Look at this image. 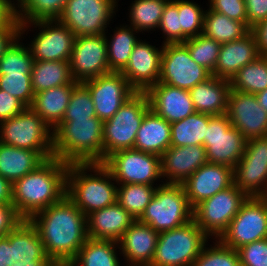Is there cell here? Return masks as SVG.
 Returning <instances> with one entry per match:
<instances>
[{
	"label": "cell",
	"instance_id": "24",
	"mask_svg": "<svg viewBox=\"0 0 267 266\" xmlns=\"http://www.w3.org/2000/svg\"><path fill=\"white\" fill-rule=\"evenodd\" d=\"M260 56L254 34L250 31L243 38L223 43L213 76L226 80L232 77L246 64Z\"/></svg>",
	"mask_w": 267,
	"mask_h": 266
},
{
	"label": "cell",
	"instance_id": "1",
	"mask_svg": "<svg viewBox=\"0 0 267 266\" xmlns=\"http://www.w3.org/2000/svg\"><path fill=\"white\" fill-rule=\"evenodd\" d=\"M29 221L37 229L47 256L57 266H67L89 238L86 215L66 195Z\"/></svg>",
	"mask_w": 267,
	"mask_h": 266
},
{
	"label": "cell",
	"instance_id": "46",
	"mask_svg": "<svg viewBox=\"0 0 267 266\" xmlns=\"http://www.w3.org/2000/svg\"><path fill=\"white\" fill-rule=\"evenodd\" d=\"M0 89L18 98L26 107L34 100L31 74H0Z\"/></svg>",
	"mask_w": 267,
	"mask_h": 266
},
{
	"label": "cell",
	"instance_id": "12",
	"mask_svg": "<svg viewBox=\"0 0 267 266\" xmlns=\"http://www.w3.org/2000/svg\"><path fill=\"white\" fill-rule=\"evenodd\" d=\"M267 238V199L264 196L248 197L228 228L218 240L225 246L238 248Z\"/></svg>",
	"mask_w": 267,
	"mask_h": 266
},
{
	"label": "cell",
	"instance_id": "27",
	"mask_svg": "<svg viewBox=\"0 0 267 266\" xmlns=\"http://www.w3.org/2000/svg\"><path fill=\"white\" fill-rule=\"evenodd\" d=\"M171 146V124L149 109L136 134L134 149L161 156Z\"/></svg>",
	"mask_w": 267,
	"mask_h": 266
},
{
	"label": "cell",
	"instance_id": "59",
	"mask_svg": "<svg viewBox=\"0 0 267 266\" xmlns=\"http://www.w3.org/2000/svg\"><path fill=\"white\" fill-rule=\"evenodd\" d=\"M11 266H57L53 261H17Z\"/></svg>",
	"mask_w": 267,
	"mask_h": 266
},
{
	"label": "cell",
	"instance_id": "54",
	"mask_svg": "<svg viewBox=\"0 0 267 266\" xmlns=\"http://www.w3.org/2000/svg\"><path fill=\"white\" fill-rule=\"evenodd\" d=\"M20 23L14 17L6 26L0 27V57L11 43L19 36Z\"/></svg>",
	"mask_w": 267,
	"mask_h": 266
},
{
	"label": "cell",
	"instance_id": "39",
	"mask_svg": "<svg viewBox=\"0 0 267 266\" xmlns=\"http://www.w3.org/2000/svg\"><path fill=\"white\" fill-rule=\"evenodd\" d=\"M169 0H134L129 10L130 26L136 31H155Z\"/></svg>",
	"mask_w": 267,
	"mask_h": 266
},
{
	"label": "cell",
	"instance_id": "13",
	"mask_svg": "<svg viewBox=\"0 0 267 266\" xmlns=\"http://www.w3.org/2000/svg\"><path fill=\"white\" fill-rule=\"evenodd\" d=\"M30 26L39 29L28 45L34 60L70 61L75 35L66 25L58 19L20 23L21 38Z\"/></svg>",
	"mask_w": 267,
	"mask_h": 266
},
{
	"label": "cell",
	"instance_id": "30",
	"mask_svg": "<svg viewBox=\"0 0 267 266\" xmlns=\"http://www.w3.org/2000/svg\"><path fill=\"white\" fill-rule=\"evenodd\" d=\"M12 244L13 261H52L46 254L37 229L23 220L6 235Z\"/></svg>",
	"mask_w": 267,
	"mask_h": 266
},
{
	"label": "cell",
	"instance_id": "7",
	"mask_svg": "<svg viewBox=\"0 0 267 266\" xmlns=\"http://www.w3.org/2000/svg\"><path fill=\"white\" fill-rule=\"evenodd\" d=\"M0 142L37 151L45 160L53 155V129L31 107L0 122Z\"/></svg>",
	"mask_w": 267,
	"mask_h": 266
},
{
	"label": "cell",
	"instance_id": "34",
	"mask_svg": "<svg viewBox=\"0 0 267 266\" xmlns=\"http://www.w3.org/2000/svg\"><path fill=\"white\" fill-rule=\"evenodd\" d=\"M234 185L248 197L267 193V162L238 161L233 169Z\"/></svg>",
	"mask_w": 267,
	"mask_h": 266
},
{
	"label": "cell",
	"instance_id": "21",
	"mask_svg": "<svg viewBox=\"0 0 267 266\" xmlns=\"http://www.w3.org/2000/svg\"><path fill=\"white\" fill-rule=\"evenodd\" d=\"M160 157L161 180L166 177L164 183L182 184L208 163L206 148L203 145L170 146Z\"/></svg>",
	"mask_w": 267,
	"mask_h": 266
},
{
	"label": "cell",
	"instance_id": "49",
	"mask_svg": "<svg viewBox=\"0 0 267 266\" xmlns=\"http://www.w3.org/2000/svg\"><path fill=\"white\" fill-rule=\"evenodd\" d=\"M209 8L248 26L245 0H208Z\"/></svg>",
	"mask_w": 267,
	"mask_h": 266
},
{
	"label": "cell",
	"instance_id": "52",
	"mask_svg": "<svg viewBox=\"0 0 267 266\" xmlns=\"http://www.w3.org/2000/svg\"><path fill=\"white\" fill-rule=\"evenodd\" d=\"M25 108L18 98L0 89V122L16 116Z\"/></svg>",
	"mask_w": 267,
	"mask_h": 266
},
{
	"label": "cell",
	"instance_id": "2",
	"mask_svg": "<svg viewBox=\"0 0 267 266\" xmlns=\"http://www.w3.org/2000/svg\"><path fill=\"white\" fill-rule=\"evenodd\" d=\"M68 166L69 163L52 157L12 184V204L24 220L66 195Z\"/></svg>",
	"mask_w": 267,
	"mask_h": 266
},
{
	"label": "cell",
	"instance_id": "22",
	"mask_svg": "<svg viewBox=\"0 0 267 266\" xmlns=\"http://www.w3.org/2000/svg\"><path fill=\"white\" fill-rule=\"evenodd\" d=\"M145 93L150 109L170 124L196 112L188 90L157 82Z\"/></svg>",
	"mask_w": 267,
	"mask_h": 266
},
{
	"label": "cell",
	"instance_id": "61",
	"mask_svg": "<svg viewBox=\"0 0 267 266\" xmlns=\"http://www.w3.org/2000/svg\"><path fill=\"white\" fill-rule=\"evenodd\" d=\"M13 4H15V2H17L18 0H15V2H14V0L12 1V0H10Z\"/></svg>",
	"mask_w": 267,
	"mask_h": 266
},
{
	"label": "cell",
	"instance_id": "11",
	"mask_svg": "<svg viewBox=\"0 0 267 266\" xmlns=\"http://www.w3.org/2000/svg\"><path fill=\"white\" fill-rule=\"evenodd\" d=\"M102 164L117 184L154 186V182L162 178L161 157L134 148L114 152Z\"/></svg>",
	"mask_w": 267,
	"mask_h": 266
},
{
	"label": "cell",
	"instance_id": "20",
	"mask_svg": "<svg viewBox=\"0 0 267 266\" xmlns=\"http://www.w3.org/2000/svg\"><path fill=\"white\" fill-rule=\"evenodd\" d=\"M234 183L233 168L206 163L188 177L182 186L189 205L194 209L202 201L230 187Z\"/></svg>",
	"mask_w": 267,
	"mask_h": 266
},
{
	"label": "cell",
	"instance_id": "4",
	"mask_svg": "<svg viewBox=\"0 0 267 266\" xmlns=\"http://www.w3.org/2000/svg\"><path fill=\"white\" fill-rule=\"evenodd\" d=\"M114 181L102 163H70L66 196L87 216L116 202L117 183Z\"/></svg>",
	"mask_w": 267,
	"mask_h": 266
},
{
	"label": "cell",
	"instance_id": "38",
	"mask_svg": "<svg viewBox=\"0 0 267 266\" xmlns=\"http://www.w3.org/2000/svg\"><path fill=\"white\" fill-rule=\"evenodd\" d=\"M67 0H18L14 17L19 23L58 19Z\"/></svg>",
	"mask_w": 267,
	"mask_h": 266
},
{
	"label": "cell",
	"instance_id": "6",
	"mask_svg": "<svg viewBox=\"0 0 267 266\" xmlns=\"http://www.w3.org/2000/svg\"><path fill=\"white\" fill-rule=\"evenodd\" d=\"M161 182L138 219L159 233L180 227L193 219V209L182 184Z\"/></svg>",
	"mask_w": 267,
	"mask_h": 266
},
{
	"label": "cell",
	"instance_id": "15",
	"mask_svg": "<svg viewBox=\"0 0 267 266\" xmlns=\"http://www.w3.org/2000/svg\"><path fill=\"white\" fill-rule=\"evenodd\" d=\"M212 74L197 64L183 43H165L158 82L185 90L206 81Z\"/></svg>",
	"mask_w": 267,
	"mask_h": 266
},
{
	"label": "cell",
	"instance_id": "28",
	"mask_svg": "<svg viewBox=\"0 0 267 266\" xmlns=\"http://www.w3.org/2000/svg\"><path fill=\"white\" fill-rule=\"evenodd\" d=\"M77 85L66 84L35 93L31 108L54 129L62 122L71 94Z\"/></svg>",
	"mask_w": 267,
	"mask_h": 266
},
{
	"label": "cell",
	"instance_id": "23",
	"mask_svg": "<svg viewBox=\"0 0 267 266\" xmlns=\"http://www.w3.org/2000/svg\"><path fill=\"white\" fill-rule=\"evenodd\" d=\"M159 232L148 224L135 220L118 241L119 254L126 266H150L155 254Z\"/></svg>",
	"mask_w": 267,
	"mask_h": 266
},
{
	"label": "cell",
	"instance_id": "37",
	"mask_svg": "<svg viewBox=\"0 0 267 266\" xmlns=\"http://www.w3.org/2000/svg\"><path fill=\"white\" fill-rule=\"evenodd\" d=\"M230 87L243 93L257 94L267 88V56L242 67L230 80Z\"/></svg>",
	"mask_w": 267,
	"mask_h": 266
},
{
	"label": "cell",
	"instance_id": "18",
	"mask_svg": "<svg viewBox=\"0 0 267 266\" xmlns=\"http://www.w3.org/2000/svg\"><path fill=\"white\" fill-rule=\"evenodd\" d=\"M226 114L231 125L247 140L267 136V111L261 107L255 94L230 89Z\"/></svg>",
	"mask_w": 267,
	"mask_h": 266
},
{
	"label": "cell",
	"instance_id": "50",
	"mask_svg": "<svg viewBox=\"0 0 267 266\" xmlns=\"http://www.w3.org/2000/svg\"><path fill=\"white\" fill-rule=\"evenodd\" d=\"M23 220L13 204H0V237L6 236Z\"/></svg>",
	"mask_w": 267,
	"mask_h": 266
},
{
	"label": "cell",
	"instance_id": "31",
	"mask_svg": "<svg viewBox=\"0 0 267 266\" xmlns=\"http://www.w3.org/2000/svg\"><path fill=\"white\" fill-rule=\"evenodd\" d=\"M31 82L34 94L61 85L79 84L72 77L69 61L34 60Z\"/></svg>",
	"mask_w": 267,
	"mask_h": 266
},
{
	"label": "cell",
	"instance_id": "10",
	"mask_svg": "<svg viewBox=\"0 0 267 266\" xmlns=\"http://www.w3.org/2000/svg\"><path fill=\"white\" fill-rule=\"evenodd\" d=\"M247 198L248 196L233 183L199 203L193 209V219L209 238L218 239Z\"/></svg>",
	"mask_w": 267,
	"mask_h": 266
},
{
	"label": "cell",
	"instance_id": "57",
	"mask_svg": "<svg viewBox=\"0 0 267 266\" xmlns=\"http://www.w3.org/2000/svg\"><path fill=\"white\" fill-rule=\"evenodd\" d=\"M14 18V4L10 0H0V27L6 26Z\"/></svg>",
	"mask_w": 267,
	"mask_h": 266
},
{
	"label": "cell",
	"instance_id": "36",
	"mask_svg": "<svg viewBox=\"0 0 267 266\" xmlns=\"http://www.w3.org/2000/svg\"><path fill=\"white\" fill-rule=\"evenodd\" d=\"M209 120V114L194 112L180 121L171 123V146H204Z\"/></svg>",
	"mask_w": 267,
	"mask_h": 266
},
{
	"label": "cell",
	"instance_id": "16",
	"mask_svg": "<svg viewBox=\"0 0 267 266\" xmlns=\"http://www.w3.org/2000/svg\"><path fill=\"white\" fill-rule=\"evenodd\" d=\"M69 64L78 83L110 73L105 34L75 37Z\"/></svg>",
	"mask_w": 267,
	"mask_h": 266
},
{
	"label": "cell",
	"instance_id": "3",
	"mask_svg": "<svg viewBox=\"0 0 267 266\" xmlns=\"http://www.w3.org/2000/svg\"><path fill=\"white\" fill-rule=\"evenodd\" d=\"M103 121L98 117L62 121L53 129V155L66 163L104 161Z\"/></svg>",
	"mask_w": 267,
	"mask_h": 266
},
{
	"label": "cell",
	"instance_id": "42",
	"mask_svg": "<svg viewBox=\"0 0 267 266\" xmlns=\"http://www.w3.org/2000/svg\"><path fill=\"white\" fill-rule=\"evenodd\" d=\"M183 44L188 48L192 59L197 64L206 68L211 74L214 72L221 43L200 34L187 39Z\"/></svg>",
	"mask_w": 267,
	"mask_h": 266
},
{
	"label": "cell",
	"instance_id": "14",
	"mask_svg": "<svg viewBox=\"0 0 267 266\" xmlns=\"http://www.w3.org/2000/svg\"><path fill=\"white\" fill-rule=\"evenodd\" d=\"M247 139L231 125L227 114L210 115L204 137L208 163L236 166L246 149Z\"/></svg>",
	"mask_w": 267,
	"mask_h": 266
},
{
	"label": "cell",
	"instance_id": "17",
	"mask_svg": "<svg viewBox=\"0 0 267 266\" xmlns=\"http://www.w3.org/2000/svg\"><path fill=\"white\" fill-rule=\"evenodd\" d=\"M89 89L96 116L104 121L110 119L137 91L121 72H110L84 81Z\"/></svg>",
	"mask_w": 267,
	"mask_h": 266
},
{
	"label": "cell",
	"instance_id": "19",
	"mask_svg": "<svg viewBox=\"0 0 267 266\" xmlns=\"http://www.w3.org/2000/svg\"><path fill=\"white\" fill-rule=\"evenodd\" d=\"M164 44L158 49L145 40L133 48L126 67L121 71L137 92H146L160 77Z\"/></svg>",
	"mask_w": 267,
	"mask_h": 266
},
{
	"label": "cell",
	"instance_id": "47",
	"mask_svg": "<svg viewBox=\"0 0 267 266\" xmlns=\"http://www.w3.org/2000/svg\"><path fill=\"white\" fill-rule=\"evenodd\" d=\"M165 43H181V26L178 15V0H169L164 8L160 25Z\"/></svg>",
	"mask_w": 267,
	"mask_h": 266
},
{
	"label": "cell",
	"instance_id": "8",
	"mask_svg": "<svg viewBox=\"0 0 267 266\" xmlns=\"http://www.w3.org/2000/svg\"><path fill=\"white\" fill-rule=\"evenodd\" d=\"M149 109L147 94L136 92L103 122L104 160L114 152L134 148L137 131Z\"/></svg>",
	"mask_w": 267,
	"mask_h": 266
},
{
	"label": "cell",
	"instance_id": "56",
	"mask_svg": "<svg viewBox=\"0 0 267 266\" xmlns=\"http://www.w3.org/2000/svg\"><path fill=\"white\" fill-rule=\"evenodd\" d=\"M13 263L11 242L6 236L0 237V266H11Z\"/></svg>",
	"mask_w": 267,
	"mask_h": 266
},
{
	"label": "cell",
	"instance_id": "45",
	"mask_svg": "<svg viewBox=\"0 0 267 266\" xmlns=\"http://www.w3.org/2000/svg\"><path fill=\"white\" fill-rule=\"evenodd\" d=\"M97 117L89 89L79 83L73 90L62 121Z\"/></svg>",
	"mask_w": 267,
	"mask_h": 266
},
{
	"label": "cell",
	"instance_id": "48",
	"mask_svg": "<svg viewBox=\"0 0 267 266\" xmlns=\"http://www.w3.org/2000/svg\"><path fill=\"white\" fill-rule=\"evenodd\" d=\"M241 266H267V238L237 249Z\"/></svg>",
	"mask_w": 267,
	"mask_h": 266
},
{
	"label": "cell",
	"instance_id": "58",
	"mask_svg": "<svg viewBox=\"0 0 267 266\" xmlns=\"http://www.w3.org/2000/svg\"><path fill=\"white\" fill-rule=\"evenodd\" d=\"M12 183L0 176V204H12Z\"/></svg>",
	"mask_w": 267,
	"mask_h": 266
},
{
	"label": "cell",
	"instance_id": "32",
	"mask_svg": "<svg viewBox=\"0 0 267 266\" xmlns=\"http://www.w3.org/2000/svg\"><path fill=\"white\" fill-rule=\"evenodd\" d=\"M118 242L88 238L67 266H120Z\"/></svg>",
	"mask_w": 267,
	"mask_h": 266
},
{
	"label": "cell",
	"instance_id": "55",
	"mask_svg": "<svg viewBox=\"0 0 267 266\" xmlns=\"http://www.w3.org/2000/svg\"><path fill=\"white\" fill-rule=\"evenodd\" d=\"M251 32L255 36L260 55L267 56V19L254 25Z\"/></svg>",
	"mask_w": 267,
	"mask_h": 266
},
{
	"label": "cell",
	"instance_id": "60",
	"mask_svg": "<svg viewBox=\"0 0 267 266\" xmlns=\"http://www.w3.org/2000/svg\"><path fill=\"white\" fill-rule=\"evenodd\" d=\"M259 104L261 105V107L267 111V88L261 92H258L257 94H255Z\"/></svg>",
	"mask_w": 267,
	"mask_h": 266
},
{
	"label": "cell",
	"instance_id": "33",
	"mask_svg": "<svg viewBox=\"0 0 267 266\" xmlns=\"http://www.w3.org/2000/svg\"><path fill=\"white\" fill-rule=\"evenodd\" d=\"M250 31L244 22L231 19L210 8L205 11L202 34L221 44L241 39Z\"/></svg>",
	"mask_w": 267,
	"mask_h": 266
},
{
	"label": "cell",
	"instance_id": "44",
	"mask_svg": "<svg viewBox=\"0 0 267 266\" xmlns=\"http://www.w3.org/2000/svg\"><path fill=\"white\" fill-rule=\"evenodd\" d=\"M213 246H204L192 266H241L237 250L215 239ZM207 246V247H206Z\"/></svg>",
	"mask_w": 267,
	"mask_h": 266
},
{
	"label": "cell",
	"instance_id": "43",
	"mask_svg": "<svg viewBox=\"0 0 267 266\" xmlns=\"http://www.w3.org/2000/svg\"><path fill=\"white\" fill-rule=\"evenodd\" d=\"M178 15L181 26V43L202 34L205 10L198 3L178 0Z\"/></svg>",
	"mask_w": 267,
	"mask_h": 266
},
{
	"label": "cell",
	"instance_id": "40",
	"mask_svg": "<svg viewBox=\"0 0 267 266\" xmlns=\"http://www.w3.org/2000/svg\"><path fill=\"white\" fill-rule=\"evenodd\" d=\"M116 202L138 220L154 197L157 183L152 185L117 184Z\"/></svg>",
	"mask_w": 267,
	"mask_h": 266
},
{
	"label": "cell",
	"instance_id": "25",
	"mask_svg": "<svg viewBox=\"0 0 267 266\" xmlns=\"http://www.w3.org/2000/svg\"><path fill=\"white\" fill-rule=\"evenodd\" d=\"M87 230L90 239L118 242L124 232L135 221L133 216L117 202L87 216Z\"/></svg>",
	"mask_w": 267,
	"mask_h": 266
},
{
	"label": "cell",
	"instance_id": "29",
	"mask_svg": "<svg viewBox=\"0 0 267 266\" xmlns=\"http://www.w3.org/2000/svg\"><path fill=\"white\" fill-rule=\"evenodd\" d=\"M45 159L37 152L0 142V176L12 184L35 170Z\"/></svg>",
	"mask_w": 267,
	"mask_h": 266
},
{
	"label": "cell",
	"instance_id": "5",
	"mask_svg": "<svg viewBox=\"0 0 267 266\" xmlns=\"http://www.w3.org/2000/svg\"><path fill=\"white\" fill-rule=\"evenodd\" d=\"M208 239L194 219L180 227L160 232L150 266H192Z\"/></svg>",
	"mask_w": 267,
	"mask_h": 266
},
{
	"label": "cell",
	"instance_id": "51",
	"mask_svg": "<svg viewBox=\"0 0 267 266\" xmlns=\"http://www.w3.org/2000/svg\"><path fill=\"white\" fill-rule=\"evenodd\" d=\"M239 161L267 162V136L247 140L245 152Z\"/></svg>",
	"mask_w": 267,
	"mask_h": 266
},
{
	"label": "cell",
	"instance_id": "9",
	"mask_svg": "<svg viewBox=\"0 0 267 266\" xmlns=\"http://www.w3.org/2000/svg\"><path fill=\"white\" fill-rule=\"evenodd\" d=\"M119 0H67L58 20L75 35L107 34Z\"/></svg>",
	"mask_w": 267,
	"mask_h": 266
},
{
	"label": "cell",
	"instance_id": "26",
	"mask_svg": "<svg viewBox=\"0 0 267 266\" xmlns=\"http://www.w3.org/2000/svg\"><path fill=\"white\" fill-rule=\"evenodd\" d=\"M230 81L211 76L189 90L196 112L223 115L227 112Z\"/></svg>",
	"mask_w": 267,
	"mask_h": 266
},
{
	"label": "cell",
	"instance_id": "35",
	"mask_svg": "<svg viewBox=\"0 0 267 266\" xmlns=\"http://www.w3.org/2000/svg\"><path fill=\"white\" fill-rule=\"evenodd\" d=\"M136 33L139 32L132 26L123 25L116 27L110 39L105 34L110 72H121L126 67L133 48L140 40Z\"/></svg>",
	"mask_w": 267,
	"mask_h": 266
},
{
	"label": "cell",
	"instance_id": "41",
	"mask_svg": "<svg viewBox=\"0 0 267 266\" xmlns=\"http://www.w3.org/2000/svg\"><path fill=\"white\" fill-rule=\"evenodd\" d=\"M18 36L0 57V74H31L34 59Z\"/></svg>",
	"mask_w": 267,
	"mask_h": 266
},
{
	"label": "cell",
	"instance_id": "53",
	"mask_svg": "<svg viewBox=\"0 0 267 266\" xmlns=\"http://www.w3.org/2000/svg\"><path fill=\"white\" fill-rule=\"evenodd\" d=\"M248 27L267 19V0H245Z\"/></svg>",
	"mask_w": 267,
	"mask_h": 266
}]
</instances>
